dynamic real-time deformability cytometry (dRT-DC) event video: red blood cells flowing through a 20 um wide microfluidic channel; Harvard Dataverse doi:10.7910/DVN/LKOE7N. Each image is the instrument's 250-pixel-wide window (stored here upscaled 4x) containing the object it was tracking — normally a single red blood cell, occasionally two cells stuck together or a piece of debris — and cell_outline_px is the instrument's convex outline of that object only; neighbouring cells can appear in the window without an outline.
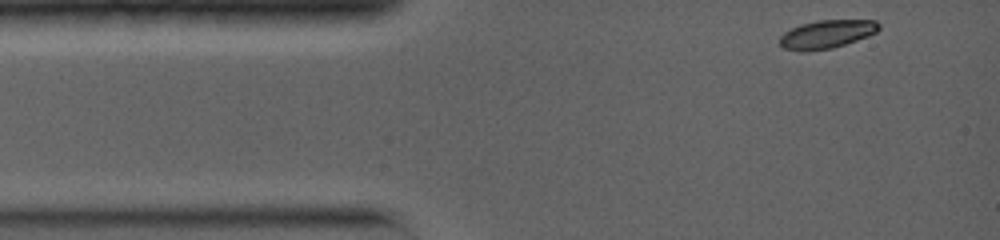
{"species": "common noctule bat (a hibernating species)", "species_latin": "Nyctalus noctula", "temperature_condition": "warm", "stored_images_in_passage": 52, "camera_frame_rate_fps": 5000, "um_per_image_px": 0.085, "animal": {"sex": "female", "body_mass_g": 19.0, "forearm_length_mm": 56.7}, "frame": {"image": 1, "passage_image": 1, "time_ms": 0.0, "image_size_px": [1000, 240], "cell_outline_px": [[880, 28], [876, 32], [868, 36], [832, 48], [804, 52], [800, 52], [784, 48], [780, 44], [780, 36], [784, 32], [800, 24], [816, 20], [876, 20], [880, 24]], "centroid_in_image_um": [70.26, 2.9], "position_along_channel_um": 14.7, "area_um2": 16.42}}
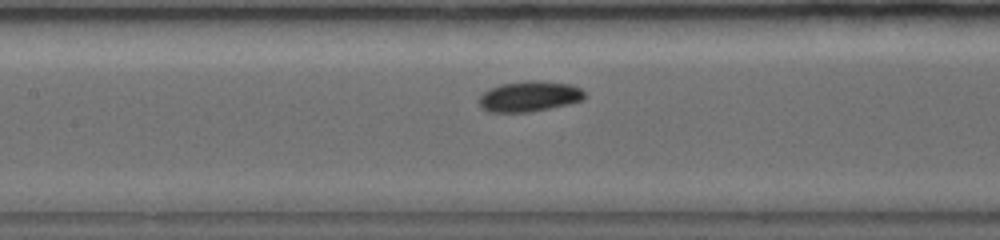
{"frame": {"image": 2, "passage_image": 28, "time_ms": 5.0, "image_size_px": [1000, 240], "cell_outline_px": [[584, 100], [568, 104], [528, 112], [488, 112], [480, 108], [480, 96], [488, 88], [500, 84], [524, 80], [536, 80], [572, 84], [580, 88], [584, 92]], "centroid_in_image_um": [44.98, 8.18], "position_along_channel_um": 162.4, "area_um2": 18.9}}
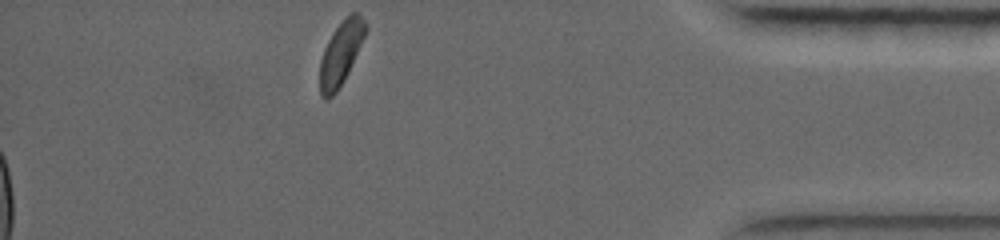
{"frame": {"image": 3, "passage_image": 52, "time_ms": 12.2, "image_size_px": [1000, 240], "cell_outline_px": [[368, 28], [348, 72], [344, 80], [336, 92], [328, 100], [324, 100], [320, 96], [320, 60], [324, 48], [332, 32], [352, 12], [356, 12], [364, 20]], "centroid_in_image_um": [28.95, 4.57], "position_along_channel_um": 406.3, "area_um2": 16.65}, "authors_computed_cell_mechanics": {"area_um2": 18.0914, "velocity_mm_per_s": 3.9726, "shape_relaxation_time_tau1_ms": 1.9274, "shape_relaxation_time_tau2_ms": null, "deformation_change_tau1": 0.0942, "deformation_change_tau2": null}}